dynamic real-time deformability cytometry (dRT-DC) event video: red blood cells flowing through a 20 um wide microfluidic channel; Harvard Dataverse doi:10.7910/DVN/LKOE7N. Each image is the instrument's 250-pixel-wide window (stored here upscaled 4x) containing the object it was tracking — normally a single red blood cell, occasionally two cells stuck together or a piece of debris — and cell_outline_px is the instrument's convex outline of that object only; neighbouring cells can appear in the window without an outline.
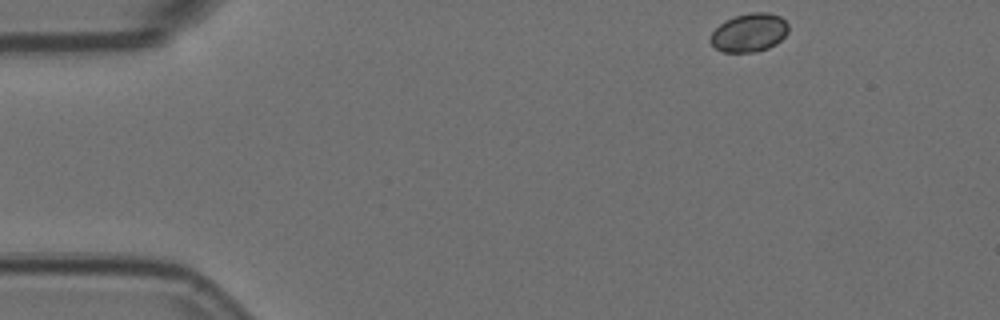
{"species": "Egyptian fruit bat (a non-hibernating species)", "species_latin": "Rousettus aegyptiacus", "temperature_condition": "room temperature", "stored_images_in_passage": 51, "camera_frame_rate_fps": 3000, "um_per_image_px": 0.085, "animal": {"sex": "female"}, "frame": {"image": 1, "passage_image": 1, "time_ms": 0.0, "image_size_px": [1000, 320], "cell_outline_px": [[788, 32], [776, 44], [768, 48], [756, 52], [724, 52], [716, 48], [708, 40], [712, 32], [724, 20], [748, 12], [768, 12], [780, 16], [788, 24]], "centroid_in_image_um": [63.68, 2.77], "position_along_channel_um": 21.3, "area_um2": 17.57}}
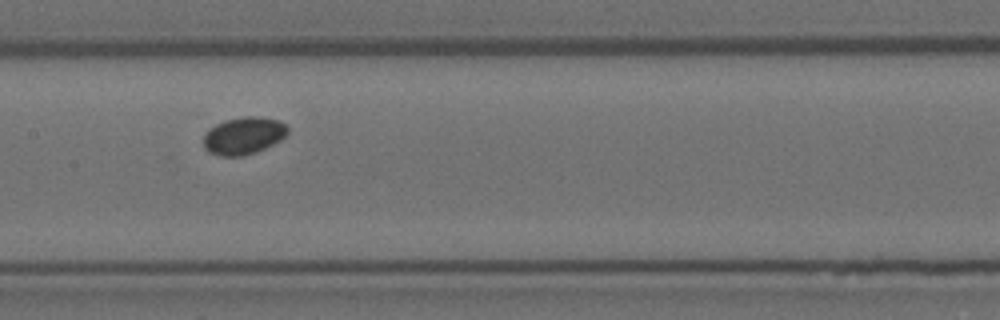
{"frame": {"image": 2, "passage_image": 22, "time_ms": 7.0, "image_size_px": [1000, 320], "cell_outline_px": [[288, 132], [280, 140], [256, 152], [240, 156], [220, 156], [208, 152], [204, 148], [204, 136], [216, 124], [224, 120], [244, 116], [260, 116], [280, 120], [288, 128]], "centroid_in_image_um": [20.71, 11.52], "position_along_channel_um": 186.7, "area_um2": 18.21}}
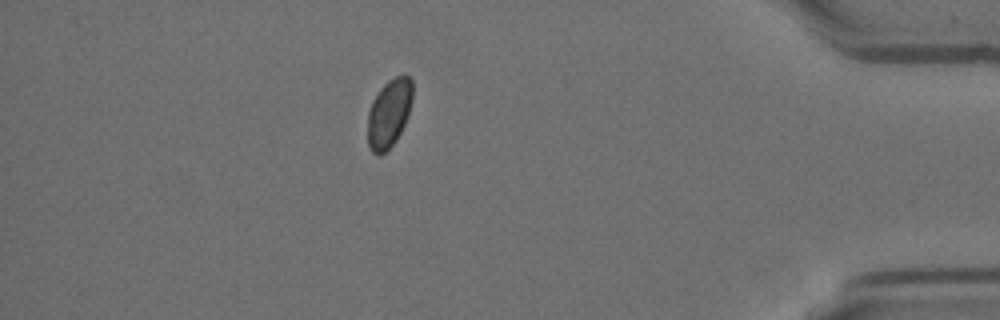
{"frame": {"image": 3, "passage_image": 44, "time_ms": 14.333, "image_size_px": [1000, 320], "cell_outline_px": [[412, 100], [408, 116], [396, 140], [384, 152], [376, 156], [372, 152], [368, 144], [368, 112], [372, 100], [380, 88], [388, 80], [404, 72], [412, 80]], "centroid_in_image_um": [33.07, 9.58], "position_along_channel_um": 402.1, "area_um2": 17.98}}